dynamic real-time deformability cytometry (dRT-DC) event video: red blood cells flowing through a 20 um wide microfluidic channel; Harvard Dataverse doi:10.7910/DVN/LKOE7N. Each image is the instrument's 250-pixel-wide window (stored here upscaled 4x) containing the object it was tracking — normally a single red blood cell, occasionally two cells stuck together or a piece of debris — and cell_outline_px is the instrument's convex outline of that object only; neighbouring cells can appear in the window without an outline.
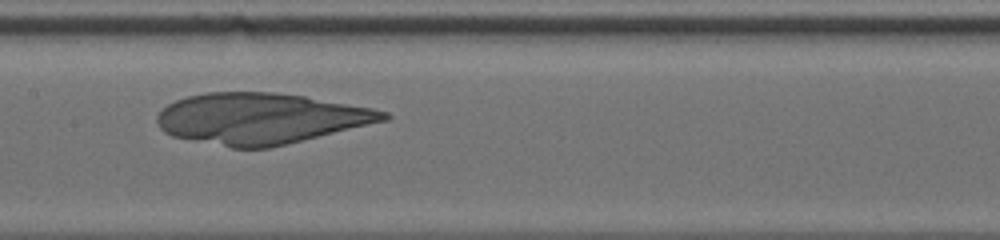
{"species": "human", "species_latin": "Homo sapiens", "temperature_condition": "cold", "stored_images_in_passage": 44, "camera_frame_rate_fps": 3000, "um_per_image_px": 0.085, "donor": {"sex": "male"}, "frame": {"image": 1, "passage_image": 17, "time_ms": 3.667, "image_size_px": [1000, 240], "cell_outline_px": [[392, 116], [388, 120], [268, 148], [232, 148], [172, 136], [164, 132], [160, 128], [156, 120], [156, 116], [168, 104], [176, 100], [188, 96], [208, 92], [276, 92], [304, 96], [372, 108], [388, 112]], "centroid_in_image_um": [22.14, 10.07], "position_along_channel_um": 185.3, "area_um2": 66.87}}
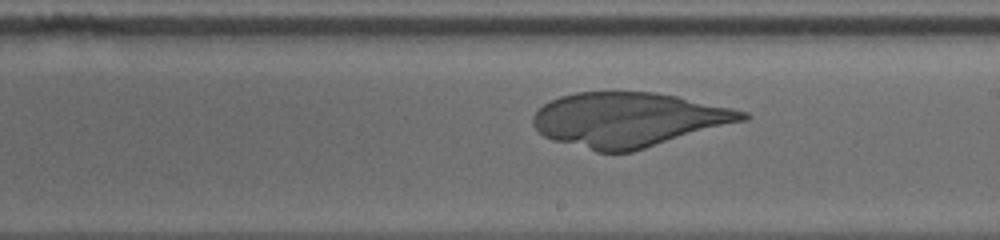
{"frame": {"image": 2, "passage_image": 23, "time_ms": 5.0, "image_size_px": [1000, 240], "cell_outline_px": [[752, 116], [748, 120], [632, 152], [596, 152], [552, 140], [544, 136], [532, 124], [532, 116], [544, 104], [560, 96], [576, 92], [656, 92], [676, 96], [732, 108], [748, 112]], "centroid_in_image_um": [53.45, 10.18], "position_along_channel_um": 235.6, "area_um2": 66.59}}
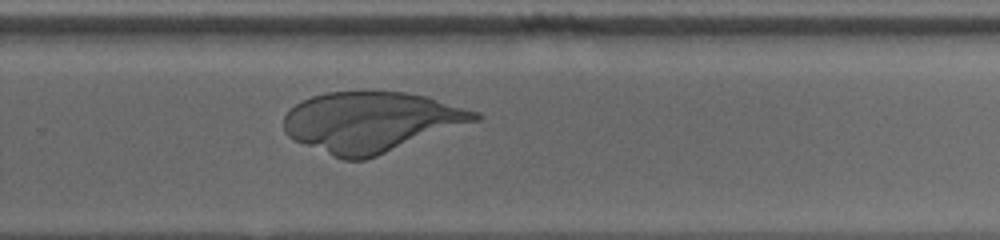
{"frame": {"image": 3, "passage_image": 30, "time_ms": 6.667, "image_size_px": [1000, 240], "cell_outline_px": [[484, 116], [480, 120], [376, 156], [364, 160], [344, 160], [304, 144], [288, 136], [284, 132], [284, 116], [288, 108], [312, 96], [324, 92], [404, 92], [428, 96], [480, 112]], "centroid_in_image_um": [31.57, 10.35], "position_along_channel_um": 298.2, "area_um2": 66.99}}